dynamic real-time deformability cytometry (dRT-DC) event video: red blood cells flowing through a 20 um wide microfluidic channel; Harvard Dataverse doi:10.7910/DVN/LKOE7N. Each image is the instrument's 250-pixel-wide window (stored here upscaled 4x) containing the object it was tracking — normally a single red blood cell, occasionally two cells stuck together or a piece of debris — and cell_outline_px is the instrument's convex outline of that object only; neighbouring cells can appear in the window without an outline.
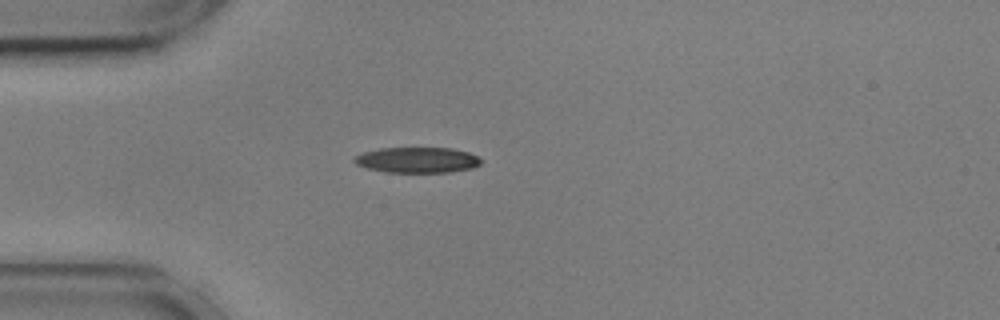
{"species": "common noctule bat (a hibernating species)", "species_latin": "Nyctalus noctula", "temperature_condition": "cold", "stored_images_in_passage": 40, "camera_frame_rate_fps": 3000, "um_per_image_px": 0.085, "animal": {"sex": "male", "body_mass_g": 17.9, "forearm_length_mm": 54.2}, "frame": {"image": 1, "passage_image": 1, "time_ms": 0.0, "image_size_px": [1000, 320], "cell_outline_px": [[480, 164], [472, 168], [448, 172], [384, 172], [368, 168], [356, 164], [352, 160], [356, 156], [364, 152], [380, 148], [452, 148], [468, 152], [476, 156], [480, 160]], "centroid_in_image_um": [35.44, 13.6], "position_along_channel_um": 49.6, "area_um2": 18.73}}
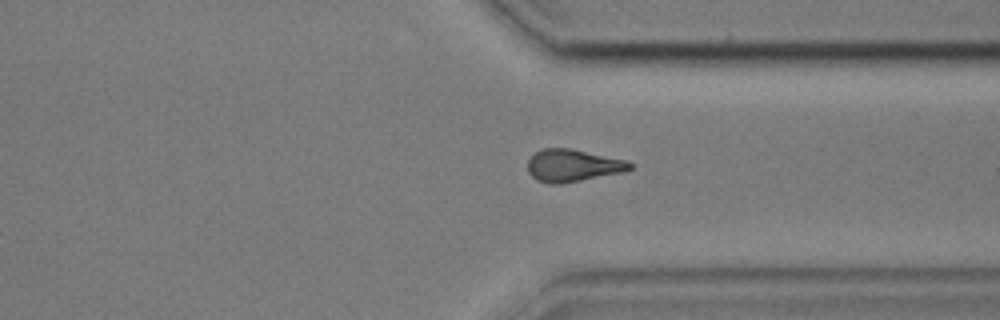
{"frame": {"image": 2, "passage_image": 28, "time_ms": 9.0, "image_size_px": [1000, 320], "cell_outline_px": [[632, 168], [624, 172], [560, 184], [548, 184], [536, 180], [528, 172], [528, 160], [536, 152], [544, 148], [572, 148], [628, 160], [632, 164]], "centroid_in_image_um": [48.7, 14.07], "position_along_channel_um": 362.7, "area_um2": 19.42}}
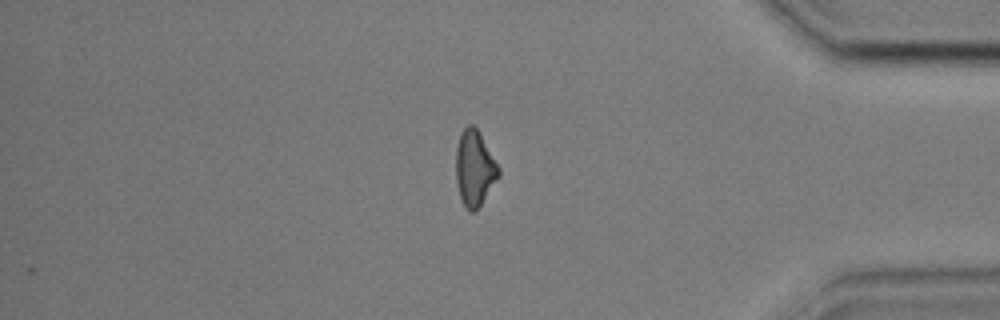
{"frame": {"image": 3, "passage_image": 33, "time_ms": 10.667, "image_size_px": [1000, 320], "cell_outline_px": [[500, 176], [480, 204], [472, 212], [468, 212], [460, 196], [456, 180], [456, 148], [460, 132], [468, 124], [472, 124], [476, 128], [500, 168]], "centroid_in_image_um": [40.33, 14.28], "position_along_channel_um": 394.9, "area_um2": 18.5}}